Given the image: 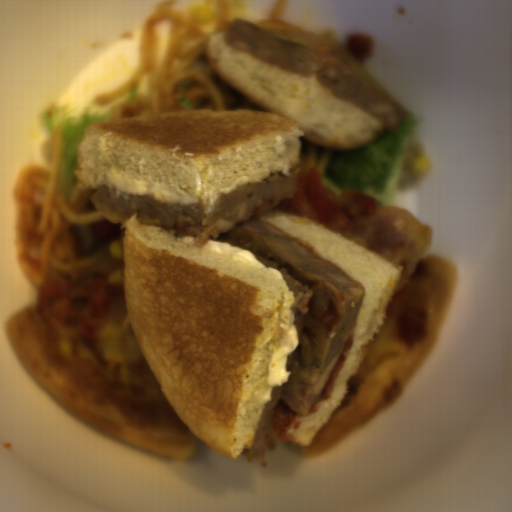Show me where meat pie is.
Wrapping results in <instances>:
<instances>
[{
    "mask_svg": "<svg viewBox=\"0 0 512 512\" xmlns=\"http://www.w3.org/2000/svg\"><path fill=\"white\" fill-rule=\"evenodd\" d=\"M301 167L302 163L289 166V176L277 171L258 183L235 187L218 196L214 205L201 197L196 204L160 203L150 195L116 197V188L108 184L90 197L96 212L113 224L121 225L136 213L142 225L159 226L169 233L176 229L182 236L194 237L196 247H204L210 238L229 242L252 252L263 266L277 269L284 277L293 294L290 309L299 344L286 360L291 373L287 382L273 385L253 444L241 452L247 464L259 460L262 468L268 466L265 453L278 448L271 430L276 406L282 403L299 417L310 416L312 404L339 362L366 295L359 281L271 223L260 221L261 214L295 197Z\"/></svg>",
    "mask_w": 512,
    "mask_h": 512,
    "instance_id": "b5893723",
    "label": "meat pie"
},
{
    "mask_svg": "<svg viewBox=\"0 0 512 512\" xmlns=\"http://www.w3.org/2000/svg\"><path fill=\"white\" fill-rule=\"evenodd\" d=\"M225 43L288 72L310 79L316 75L335 96L360 107L387 129L405 121L407 111L391 93L338 58L235 17L226 29Z\"/></svg>",
    "mask_w": 512,
    "mask_h": 512,
    "instance_id": "c0bc52ac",
    "label": "meat pie"
}]
</instances>
